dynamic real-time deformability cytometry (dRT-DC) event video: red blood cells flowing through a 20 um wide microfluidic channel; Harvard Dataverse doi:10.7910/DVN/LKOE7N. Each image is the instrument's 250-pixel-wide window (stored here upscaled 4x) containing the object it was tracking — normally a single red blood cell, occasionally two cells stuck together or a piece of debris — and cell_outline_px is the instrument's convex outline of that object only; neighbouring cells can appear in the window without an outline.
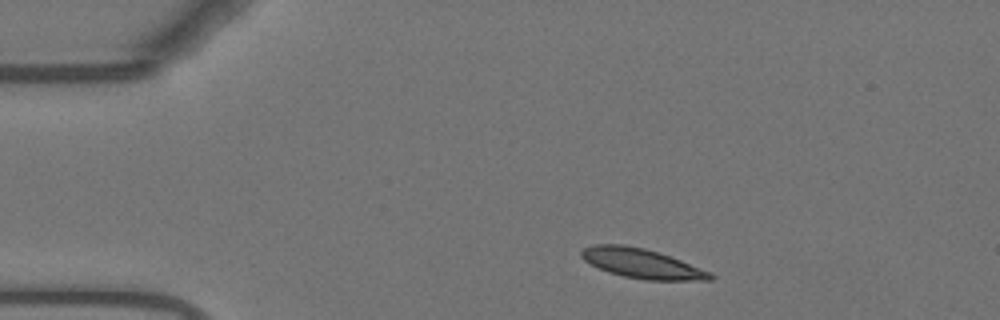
{"species": "Egyptian fruit bat (a non-hibernating species)", "species_latin": "Rousettus aegyptiacus", "temperature_condition": "warm", "stored_images_in_passage": 46, "camera_frame_rate_fps": 3000, "um_per_image_px": 0.085, "animal": {"sex": "female"}, "frame": {"image": 1, "passage_image": 1, "time_ms": 0.0, "image_size_px": [1000, 320], "cell_outline_px": [[716, 276], [712, 280], [644, 280], [624, 276], [608, 272], [584, 260], [580, 256], [580, 252], [584, 248], [596, 244], [624, 244], [644, 248], [680, 260], [712, 272]], "centroid_in_image_um": [54.57, 22.4], "position_along_channel_um": 30.4, "area_um2": 22.08}}
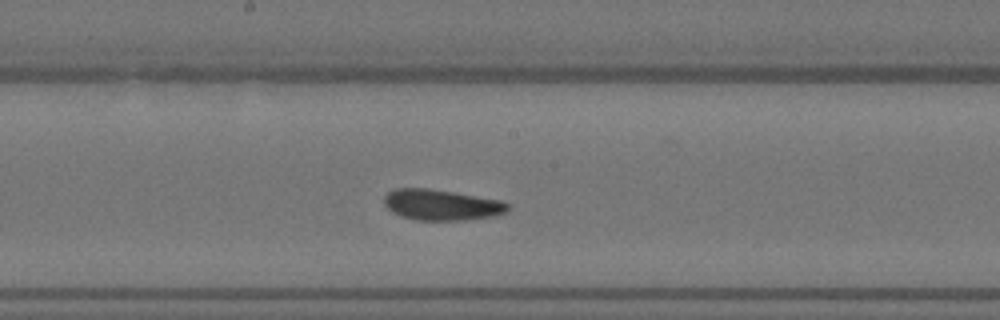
{"frame": {"image": 2, "passage_image": 20, "time_ms": 6.333, "image_size_px": [1000, 320], "cell_outline_px": [[508, 208], [504, 212], [496, 216], [468, 220], [416, 220], [400, 216], [392, 212], [384, 204], [384, 196], [388, 192], [396, 188], [428, 188], [500, 200], [508, 204]], "centroid_in_image_um": [37.49, 17.42], "position_along_channel_um": 210.7, "area_um2": 22.14}}
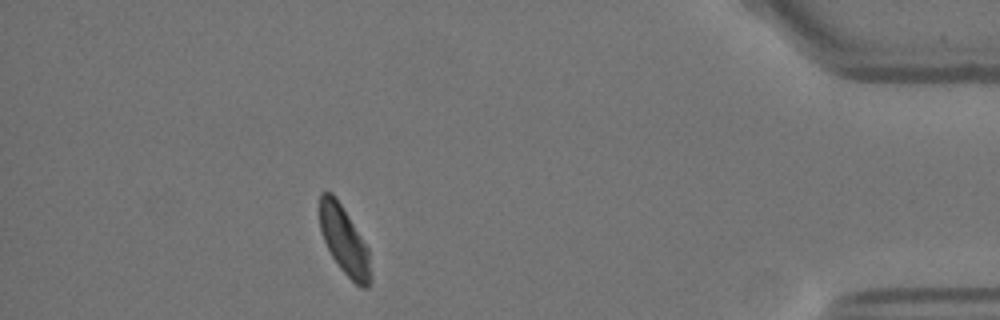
{"frame": {"image": 3, "passage_image": 40, "time_ms": 13.0, "image_size_px": [1000, 320], "cell_outline_px": [[368, 288], [360, 288], [340, 268], [332, 256], [324, 240], [320, 228], [320, 192], [332, 192], [336, 196], [368, 248]], "centroid_in_image_um": [29.21, 20.39], "position_along_channel_um": 406.0, "area_um2": 19.48}, "authors_computed_cell_mechanics": {"area_um2": 22.0796, "velocity_mm_per_s": 3.6797, "shape_relaxation_time_tau1_ms": 3.5063, "shape_relaxation_time_tau2_ms": 3.3804, "deformation_change_tau1": 0.0969, "deformation_change_tau2": 0.0898}}